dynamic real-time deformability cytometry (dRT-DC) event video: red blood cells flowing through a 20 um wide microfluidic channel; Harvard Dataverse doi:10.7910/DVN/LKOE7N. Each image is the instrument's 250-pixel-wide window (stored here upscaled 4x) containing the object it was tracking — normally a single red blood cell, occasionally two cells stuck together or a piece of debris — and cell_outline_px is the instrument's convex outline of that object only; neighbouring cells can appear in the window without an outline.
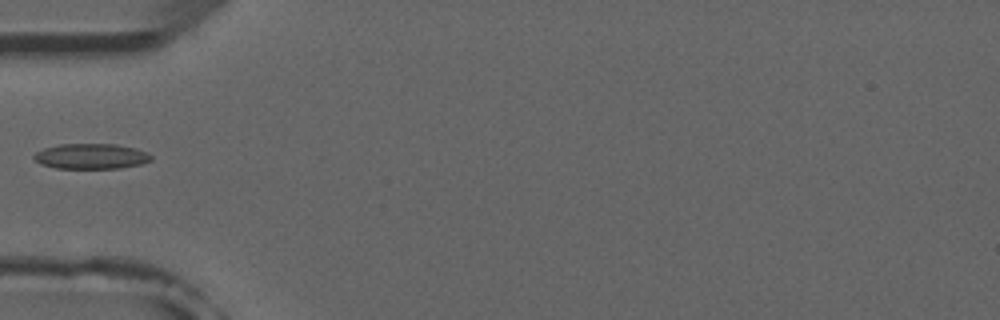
{"species": "common noctule bat (a hibernating species)", "species_latin": "Nyctalus noctula", "temperature_condition": "room temperature", "stored_images_in_passage": 6, "camera_frame_rate_fps": 3000, "um_per_image_px": 0.085, "animal": {"sex": "male", "forearm_length_mm": 52.5}, "frame": {"image": 1, "passage_image": 5, "time_ms": 4.667, "image_size_px": [1000, 320], "cell_outline_px": [[152, 160], [140, 164], [120, 168], [56, 168], [40, 164], [32, 156], [36, 152], [44, 148], [60, 144], [116, 144], [136, 148], [148, 152], [152, 156]], "centroid_in_image_um": [7.76, 13.28], "position_along_channel_um": 77.2, "area_um2": 17.34}}
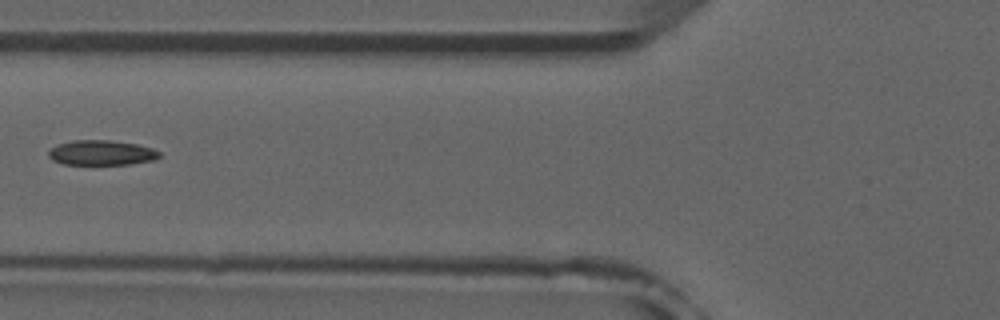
{"frame": {"image": 2, "passage_image": 6, "time_ms": 5.667, "image_size_px": [1000, 320], "cell_outline_px": [[160, 156], [156, 160], [132, 164], [64, 164], [52, 160], [48, 156], [48, 148], [56, 144], [72, 140], [108, 140], [136, 144], [152, 148], [160, 152]], "centroid_in_image_um": [8.6, 12.98], "position_along_channel_um": 117.2, "area_um2": 16.3}}